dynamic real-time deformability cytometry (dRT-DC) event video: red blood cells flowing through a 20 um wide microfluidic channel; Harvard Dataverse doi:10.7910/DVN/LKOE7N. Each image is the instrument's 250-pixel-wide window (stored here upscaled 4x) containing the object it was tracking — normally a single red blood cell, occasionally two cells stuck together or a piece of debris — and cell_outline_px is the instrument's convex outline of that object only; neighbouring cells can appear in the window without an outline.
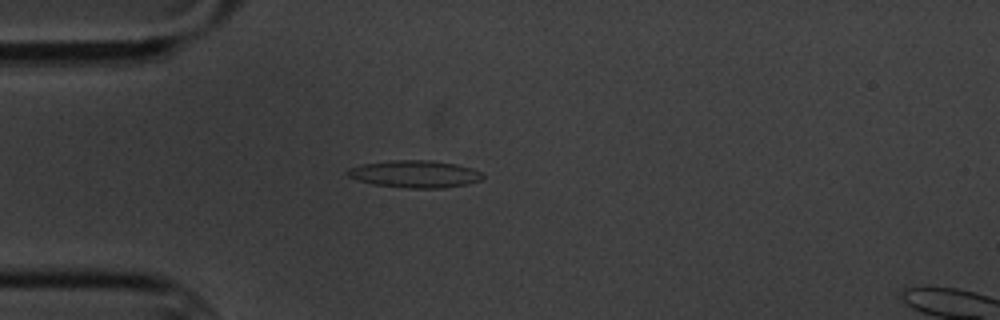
{"species": "common noctule bat (a hibernating species)", "species_latin": "Nyctalus noctula", "temperature_condition": "cold", "stored_images_in_passage": 3, "camera_frame_rate_fps": 3000, "um_per_image_px": 0.085, "animal": {"sex": "male", "body_mass_g": 20.1, "forearm_length_mm": 53.5}, "frame": {"image": 1, "passage_image": 3, "time_ms": 2.333, "image_size_px": [1000, 320], "cell_outline_px": [[484, 176], [480, 180], [468, 184], [444, 188], [408, 188], [372, 184], [356, 180], [348, 176], [344, 172], [348, 168], [364, 164], [392, 160], [432, 160], [456, 164], [472, 168], [480, 172]], "centroid_in_image_um": [35.24, 14.79], "position_along_channel_um": 49.8, "area_um2": 21.56}}